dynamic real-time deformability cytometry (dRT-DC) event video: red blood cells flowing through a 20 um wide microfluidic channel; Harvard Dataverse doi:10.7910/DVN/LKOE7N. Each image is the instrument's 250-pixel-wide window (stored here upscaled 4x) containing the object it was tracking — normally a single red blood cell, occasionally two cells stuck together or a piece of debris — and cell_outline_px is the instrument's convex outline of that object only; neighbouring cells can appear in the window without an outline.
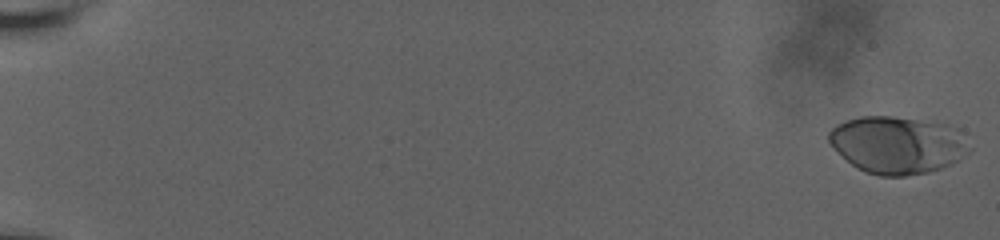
{"species": "human", "species_latin": "Homo sapiens", "temperature_condition": "room temperature", "stored_images_in_passage": 16, "camera_frame_rate_fps": 3000, "um_per_image_px": 0.085, "donor": {"sex": "male"}, "frame": {"image": 1, "passage_image": 1, "time_ms": 0.0, "image_size_px": [1000, 240], "cell_outline_px": [[972, 148], [968, 152], [952, 164], [928, 172], [904, 176], [880, 176], [864, 172], [856, 168], [832, 148], [828, 140], [828, 132], [836, 124], [860, 116], [892, 116], [944, 124], [960, 128]], "centroid_in_image_um": [76.29, 12.32], "position_along_channel_um": 8.7, "area_um2": 47.28}}
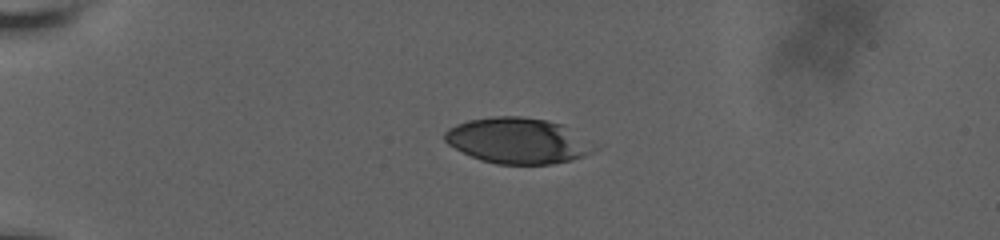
{"frame": {"image": 2, "passage_image": 10, "time_ms": 5.333, "image_size_px": [1000, 240], "cell_outline_px": [[600, 148], [584, 156], [572, 160], [552, 164], [496, 164], [480, 160], [448, 144], [444, 140], [444, 132], [448, 128], [456, 124], [468, 120], [492, 116], [520, 116], [548, 120], [564, 124]], "centroid_in_image_um": [44.04, 11.95], "position_along_channel_um": 41.0, "area_um2": 40.11}}
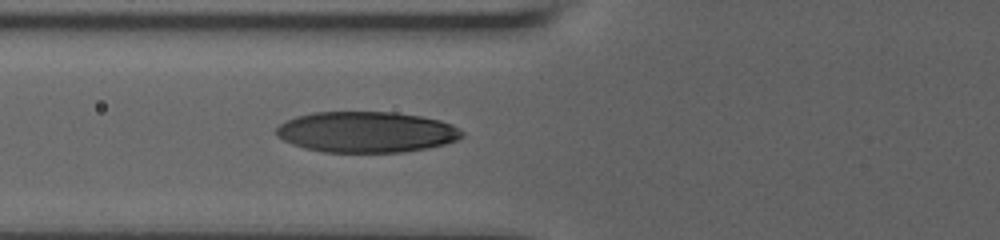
{"frame": {"image": 3, "passage_image": 16, "time_ms": 8.333, "image_size_px": [1000, 240], "cell_outline_px": [[464, 136], [456, 140], [444, 144], [428, 148], [400, 152], [324, 152], [304, 148], [292, 144], [276, 136], [276, 128], [280, 124], [296, 116], [312, 112], [396, 112], [420, 116], [440, 120], [452, 124], [464, 132]], "centroid_in_image_um": [31.14, 11.22], "position_along_channel_um": 94.7, "area_um2": 44.33}}